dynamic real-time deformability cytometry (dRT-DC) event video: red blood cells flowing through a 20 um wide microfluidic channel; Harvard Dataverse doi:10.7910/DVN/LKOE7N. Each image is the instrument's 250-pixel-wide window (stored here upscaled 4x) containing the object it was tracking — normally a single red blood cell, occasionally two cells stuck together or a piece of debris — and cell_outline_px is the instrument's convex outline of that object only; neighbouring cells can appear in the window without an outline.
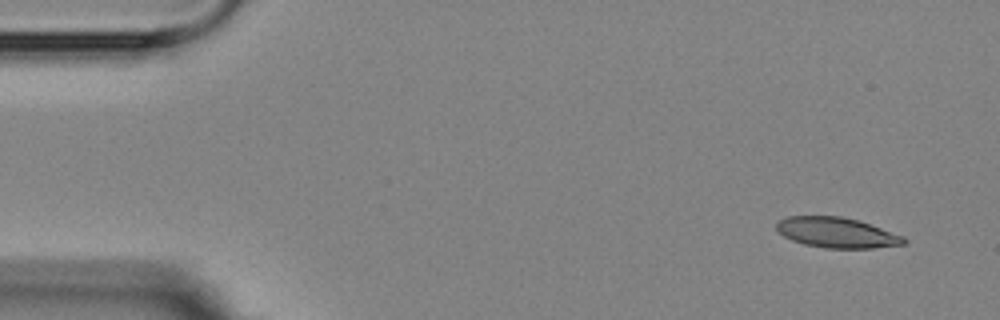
{"species": "Egyptian fruit bat (a non-hibernating species)", "species_latin": "Rousettus aegyptiacus", "temperature_condition": "room temperature", "stored_images_in_passage": 3, "camera_frame_rate_fps": 3000, "um_per_image_px": 0.085, "animal": {"sex": "female"}, "frame": {"image": 1, "passage_image": 1, "time_ms": 0.0, "image_size_px": [1000, 320], "cell_outline_px": [[908, 244], [872, 248], [824, 248], [804, 244], [792, 240], [784, 236], [776, 228], [776, 224], [780, 220], [788, 216], [840, 216], [856, 220], [904, 236], [908, 240]], "centroid_in_image_um": [71.14, 19.78], "position_along_channel_um": 13.9, "area_um2": 22.37}}
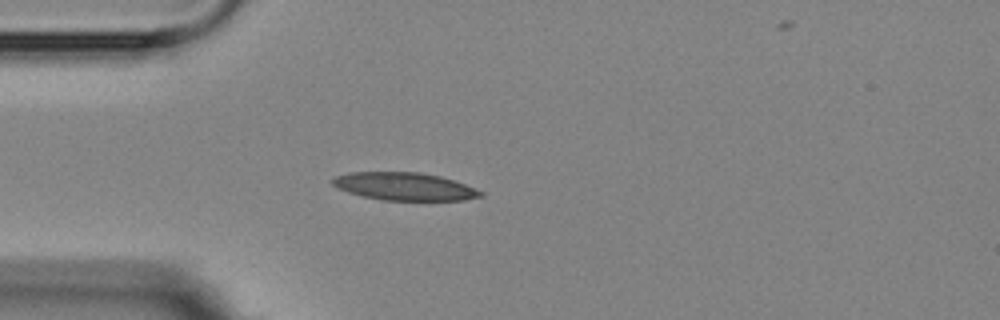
{"frame": {"image": 2, "passage_image": 3, "time_ms": 3.667, "image_size_px": [1000, 320], "cell_outline_px": [[484, 196], [464, 200], [384, 200], [364, 196], [348, 192], [332, 184], [332, 180], [336, 176], [352, 172], [420, 172], [440, 176], [464, 184], [484, 192]], "centroid_in_image_um": [34.41, 15.84], "position_along_channel_um": 50.6, "area_um2": 23.7}}